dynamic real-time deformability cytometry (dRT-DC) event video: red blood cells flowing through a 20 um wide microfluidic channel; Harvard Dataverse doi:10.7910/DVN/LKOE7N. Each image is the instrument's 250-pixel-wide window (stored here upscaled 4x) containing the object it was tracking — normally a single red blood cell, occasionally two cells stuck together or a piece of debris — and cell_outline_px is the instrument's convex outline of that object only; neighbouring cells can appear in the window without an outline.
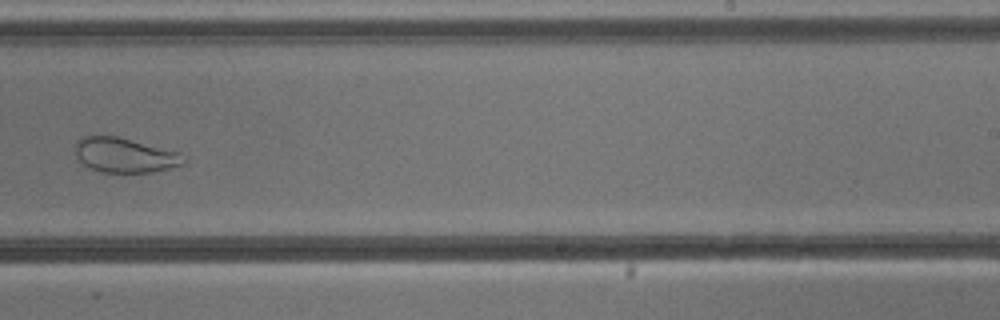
{"species": "common noctule bat (a hibernating species)", "species_latin": "Nyctalus noctula", "temperature_condition": "cold", "stored_images_in_passage": 10, "camera_frame_rate_fps": 3000, "um_per_image_px": 0.085, "animal": {"sex": "male", "body_mass_g": 13.3}, "frame": {"image": 1, "passage_image": 10, "time_ms": 10.333, "image_size_px": [1000, 320], "cell_outline_px": [[188, 160], [184, 164], [152, 172], [104, 172], [92, 168], [84, 164], [76, 156], [76, 140], [80, 136], [116, 136], [180, 152]], "centroid_in_image_um": [10.63, 13.18], "position_along_channel_um": 278.4, "area_um2": 21.79}}